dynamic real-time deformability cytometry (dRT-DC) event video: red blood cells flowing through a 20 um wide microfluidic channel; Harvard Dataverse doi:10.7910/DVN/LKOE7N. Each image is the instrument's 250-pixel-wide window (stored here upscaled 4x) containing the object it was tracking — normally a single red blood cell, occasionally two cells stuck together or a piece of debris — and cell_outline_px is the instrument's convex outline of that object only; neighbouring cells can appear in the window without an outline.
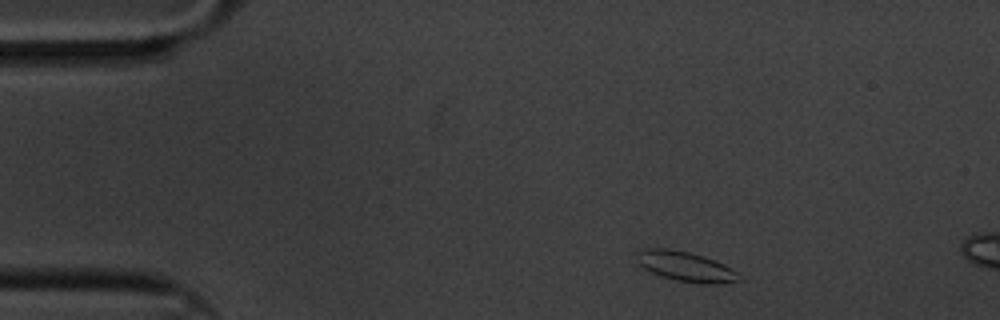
{"species": "common noctule bat (a hibernating species)", "species_latin": "Nyctalus noctula", "temperature_condition": "cold", "stored_images_in_passage": 6, "camera_frame_rate_fps": 3000, "um_per_image_px": 0.085, "animal": {"sex": "male", "body_mass_g": 20.1, "forearm_length_mm": 53.5}, "frame": {"image": 1, "passage_image": 1, "time_ms": 0.0, "image_size_px": [1000, 320], "cell_outline_px": [[740, 280], [720, 284], [700, 284], [676, 280], [652, 272], [644, 268], [636, 260], [636, 252], [644, 248], [668, 248], [688, 252], [704, 256], [724, 264], [732, 268], [736, 272]], "centroid_in_image_um": [58.27, 22.64], "position_along_channel_um": 26.7, "area_um2": 17.74}}